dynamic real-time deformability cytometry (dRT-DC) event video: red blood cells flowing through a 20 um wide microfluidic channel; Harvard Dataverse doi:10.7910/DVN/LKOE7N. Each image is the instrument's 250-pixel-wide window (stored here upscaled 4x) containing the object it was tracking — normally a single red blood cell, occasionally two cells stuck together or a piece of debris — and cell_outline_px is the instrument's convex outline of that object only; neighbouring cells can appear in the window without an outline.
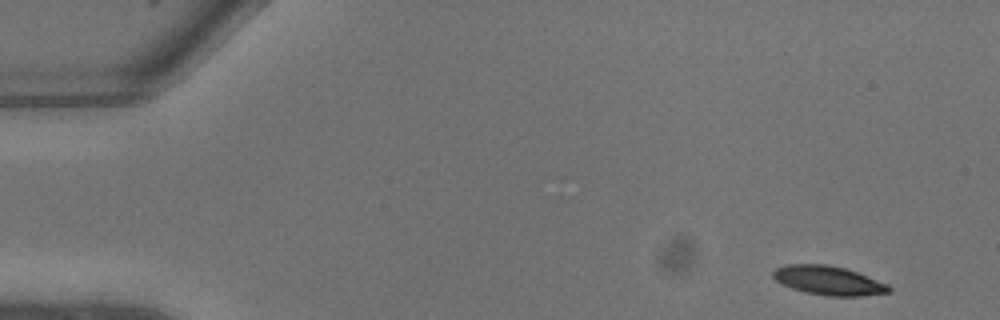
{"species": "common noctule bat (a hibernating species)", "species_latin": "Nyctalus noctula", "temperature_condition": "warm", "stored_images_in_passage": 9, "camera_frame_rate_fps": 3000, "um_per_image_px": 0.085, "animal": {"sex": "male", "body_mass_g": 13.3}, "frame": {"image": 1, "passage_image": 1, "time_ms": 0.0, "image_size_px": [1000, 320], "cell_outline_px": [[892, 292], [860, 296], [828, 296], [804, 292], [780, 284], [772, 276], [772, 272], [776, 268], [784, 264], [828, 264], [844, 268], [856, 272], [888, 284], [892, 288]], "centroid_in_image_um": [70.4, 23.84], "position_along_channel_um": 14.6, "area_um2": 19.71}}
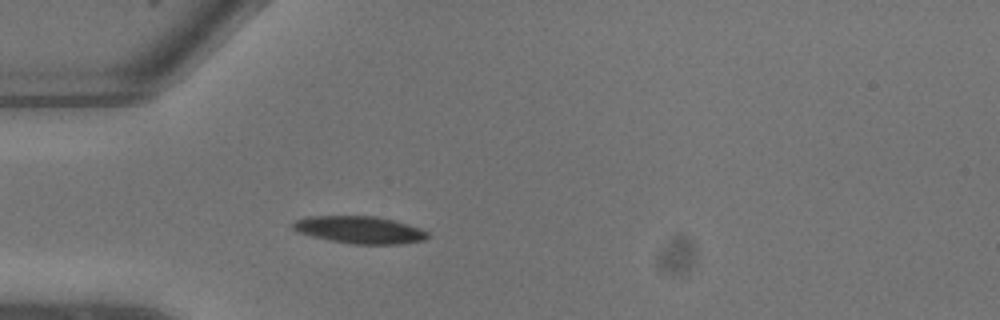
{"frame": {"image": 2, "passage_image": 6, "time_ms": 1.667, "image_size_px": [1000, 320], "cell_outline_px": [[432, 236], [424, 240], [400, 244], [352, 244], [328, 240], [296, 232], [292, 228], [292, 224], [296, 220], [308, 216], [376, 216], [408, 224], [420, 228], [428, 232]], "centroid_in_image_um": [30.58, 19.54], "position_along_channel_um": 54.4, "area_um2": 21.56}}
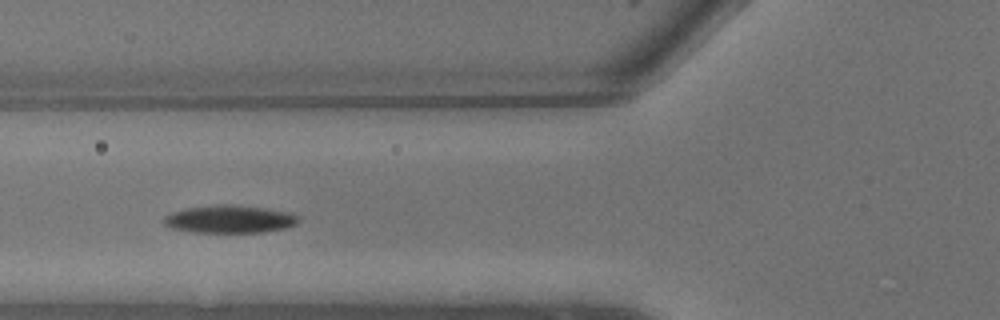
{"frame": {"image": 3, "passage_image": 8, "time_ms": 2.333, "image_size_px": [1000, 320], "cell_outline_px": [[300, 220], [296, 224], [284, 228], [264, 232], [192, 232], [172, 228], [164, 224], [164, 216], [172, 212], [184, 208], [220, 204], [228, 204], [260, 208], [288, 212], [296, 216]], "centroid_in_image_um": [19.47, 18.63], "position_along_channel_um": 106.3, "area_um2": 21.5}}